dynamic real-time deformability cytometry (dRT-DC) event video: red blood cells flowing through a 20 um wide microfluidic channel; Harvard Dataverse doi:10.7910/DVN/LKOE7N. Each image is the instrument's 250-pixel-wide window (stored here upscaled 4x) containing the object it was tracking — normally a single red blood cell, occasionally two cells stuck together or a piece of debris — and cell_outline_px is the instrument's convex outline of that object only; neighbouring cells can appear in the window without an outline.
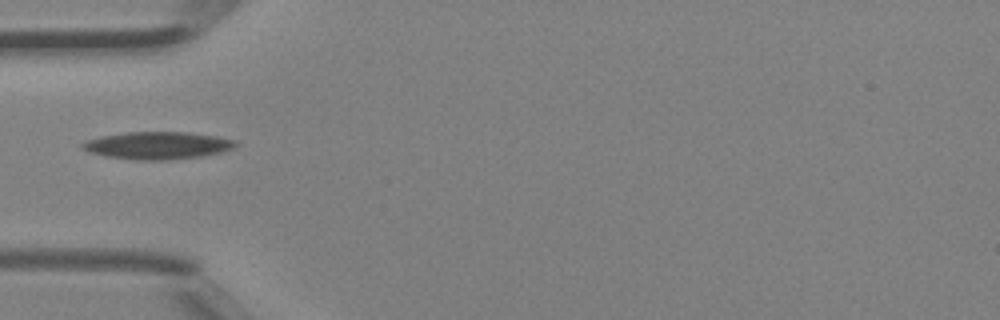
{"species": "Egyptian fruit bat (a non-hibernating species)", "species_latin": "Rousettus aegyptiacus", "temperature_condition": "room temperature", "stored_images_in_passage": 4, "camera_frame_rate_fps": 3000, "um_per_image_px": 0.085, "animal": {"sex": "female"}, "frame": {"image": 1, "passage_image": 4, "time_ms": 1.0, "image_size_px": [1000, 320], "cell_outline_px": [[240, 144], [232, 148], [220, 152], [200, 156], [168, 160], [136, 160], [104, 156], [88, 152], [80, 148], [80, 144], [84, 140], [100, 136], [124, 132], [184, 132], [216, 136], [236, 140]], "centroid_in_image_um": [13.32, 12.36], "position_along_channel_um": 71.7, "area_um2": 24.68}}